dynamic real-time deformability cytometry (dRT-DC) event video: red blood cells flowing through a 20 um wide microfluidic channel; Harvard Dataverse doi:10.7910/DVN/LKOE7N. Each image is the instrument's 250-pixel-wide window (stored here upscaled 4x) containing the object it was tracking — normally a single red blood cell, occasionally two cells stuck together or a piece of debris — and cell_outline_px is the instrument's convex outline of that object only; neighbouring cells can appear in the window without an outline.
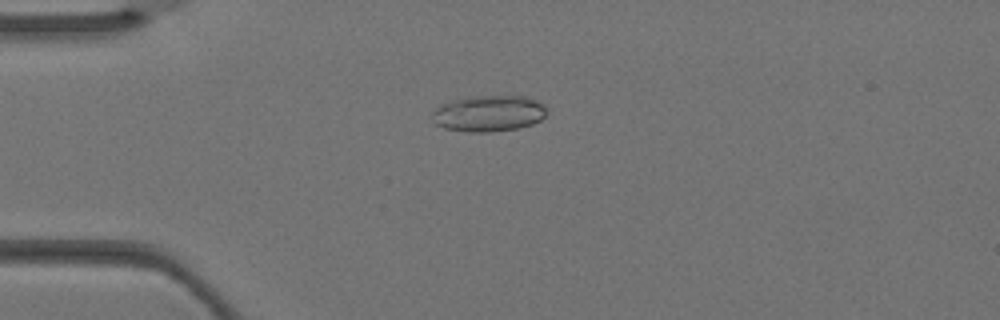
{"species": "Egyptian fruit bat (a non-hibernating species)", "species_latin": "Rousettus aegyptiacus", "temperature_condition": "warm", "stored_images_in_passage": 3, "camera_frame_rate_fps": 3000, "um_per_image_px": 0.085, "animal": {"sex": "female"}, "frame": {"image": 1, "passage_image": 3, "time_ms": 0.667, "image_size_px": [1000, 320], "cell_outline_px": [[548, 112], [540, 120], [532, 124], [516, 128], [492, 132], [468, 132], [444, 128], [436, 124], [432, 120], [432, 112], [440, 104], [448, 100], [468, 96], [524, 96], [536, 100], [544, 104]], "centroid_in_image_um": [41.51, 9.63], "position_along_channel_um": 43.5, "area_um2": 24.45}}